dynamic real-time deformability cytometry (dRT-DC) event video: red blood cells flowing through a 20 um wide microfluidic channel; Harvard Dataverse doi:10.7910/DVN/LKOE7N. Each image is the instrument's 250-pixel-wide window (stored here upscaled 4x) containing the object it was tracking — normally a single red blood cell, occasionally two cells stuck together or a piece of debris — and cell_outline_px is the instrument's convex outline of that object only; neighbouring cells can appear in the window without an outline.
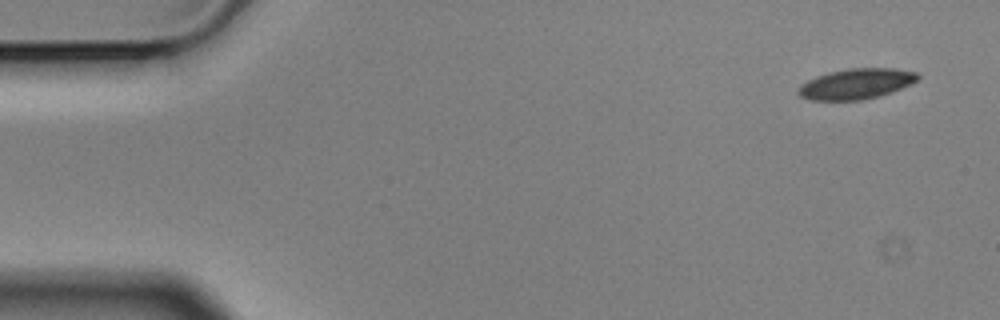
{"species": "Egyptian fruit bat (a non-hibernating species)", "species_latin": "Rousettus aegyptiacus", "temperature_condition": "cold", "stored_images_in_passage": 4, "camera_frame_rate_fps": 3000, "um_per_image_px": 0.085, "animal": {"sex": "male"}, "frame": {"image": 1, "passage_image": 1, "time_ms": 0.0, "image_size_px": [1000, 320], "cell_outline_px": [[920, 76], [912, 84], [892, 92], [880, 96], [860, 100], [812, 100], [800, 96], [796, 92], [808, 80], [816, 76], [828, 72], [848, 68], [892, 68], [916, 72]], "centroid_in_image_um": [72.8, 7.12], "position_along_channel_um": 12.2, "area_um2": 21.15}}
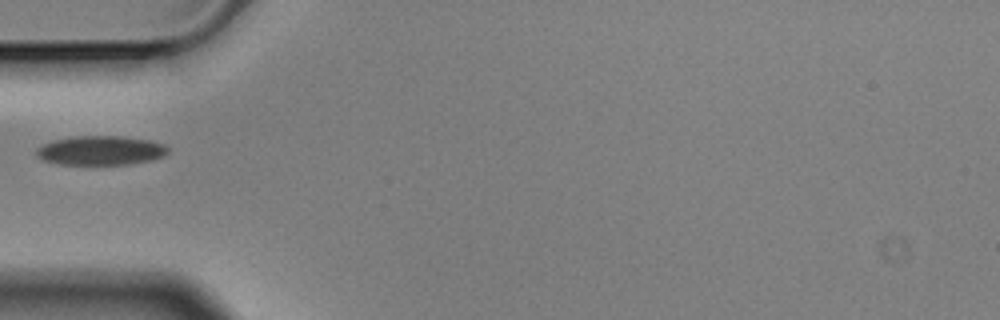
{"frame": {"image": 2, "passage_image": 4, "time_ms": 1.0, "image_size_px": [1000, 320], "cell_outline_px": [[168, 152], [164, 156], [152, 160], [128, 164], [60, 164], [44, 160], [36, 156], [36, 148], [52, 140], [76, 136], [120, 136], [152, 140], [164, 144], [168, 148]], "centroid_in_image_um": [8.57, 12.78], "position_along_channel_um": 76.4, "area_um2": 22.43}}